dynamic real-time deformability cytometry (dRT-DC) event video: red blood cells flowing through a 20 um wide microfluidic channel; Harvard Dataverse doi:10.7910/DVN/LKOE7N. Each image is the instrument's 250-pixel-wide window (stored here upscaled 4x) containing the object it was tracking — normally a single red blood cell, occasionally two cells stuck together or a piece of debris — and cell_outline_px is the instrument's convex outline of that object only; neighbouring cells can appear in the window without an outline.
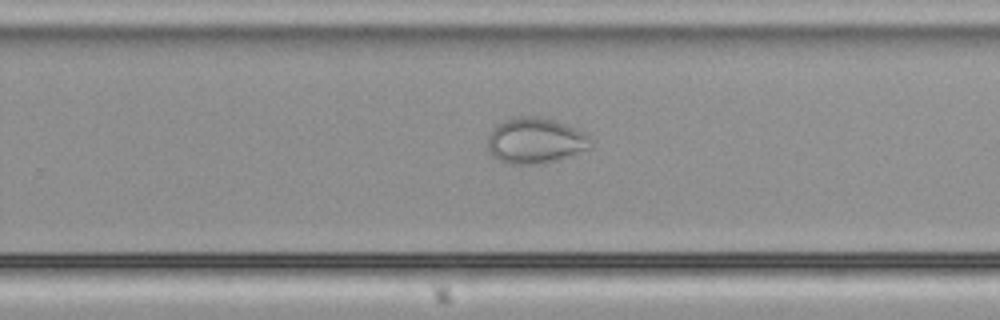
{"species": "common noctule bat (a hibernating species)", "species_latin": "Nyctalus noctula", "temperature_condition": "cold", "stored_images_in_passage": 52, "camera_frame_rate_fps": 3000, "um_per_image_px": 0.085, "animal": {"sex": "male", "body_mass_g": 21.5, "forearm_length_mm": 52.0}, "frame": {"image": 1, "passage_image": 32, "time_ms": 10.333, "image_size_px": [1000, 320], "cell_outline_px": [[592, 148], [544, 164], [508, 164], [492, 156], [488, 148], [488, 136], [496, 124], [512, 116], [540, 116], [556, 120], [584, 132], [592, 140]], "centroid_in_image_um": [45.5, 11.94], "position_along_channel_um": 284.3, "area_um2": 27.8}}
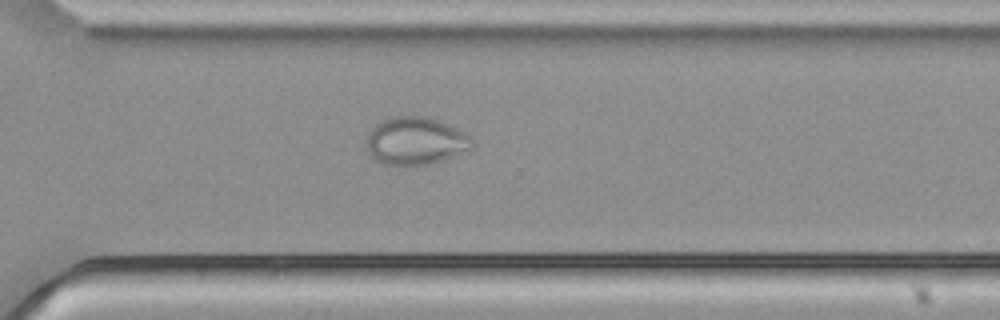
{"frame": {"image": 2, "passage_image": 36, "time_ms": 11.667, "image_size_px": [1000, 320], "cell_outline_px": [[472, 148], [444, 160], [428, 164], [384, 164], [376, 160], [372, 156], [364, 144], [372, 128], [380, 120], [404, 112], [428, 116], [448, 124], [472, 136]], "centroid_in_image_um": [35.3, 11.92], "position_along_channel_um": 335.3, "area_um2": 29.82}}
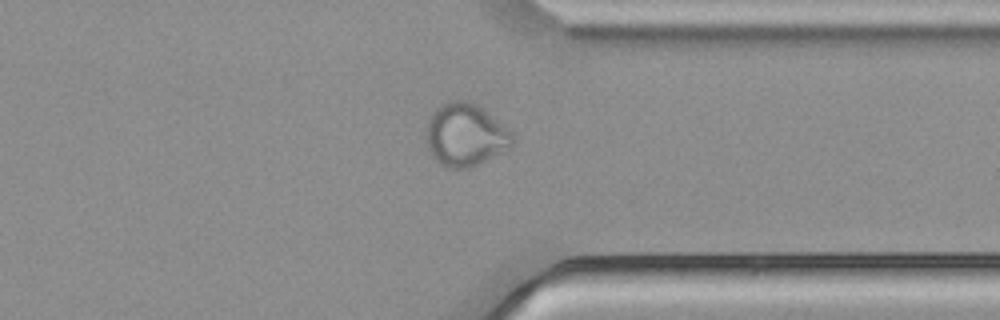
{"frame": {"image": 3, "passage_image": 39, "time_ms": 12.667, "image_size_px": [1000, 320], "cell_outline_px": [[516, 140], [512, 148], [480, 164], [468, 168], [452, 168], [440, 164], [432, 156], [428, 148], [424, 136], [428, 120], [432, 112], [440, 104], [448, 100], [468, 100], [476, 104], [508, 128], [512, 132]], "centroid_in_image_um": [39.57, 11.47], "position_along_channel_um": 371.8, "area_um2": 32.14}}